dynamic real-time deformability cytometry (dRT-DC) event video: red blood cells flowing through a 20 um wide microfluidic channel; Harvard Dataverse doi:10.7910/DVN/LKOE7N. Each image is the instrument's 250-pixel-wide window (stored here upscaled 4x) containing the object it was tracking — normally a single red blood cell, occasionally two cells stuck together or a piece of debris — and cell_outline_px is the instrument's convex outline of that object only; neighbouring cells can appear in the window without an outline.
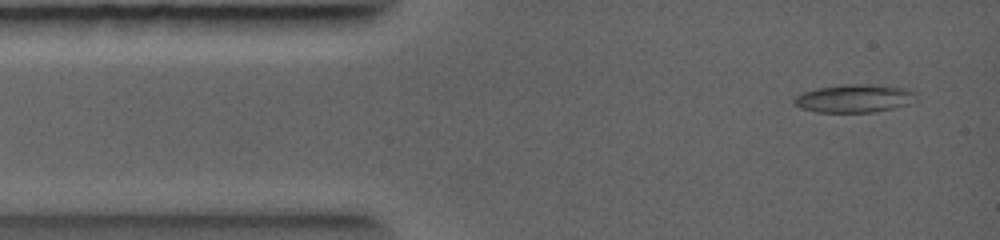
{"species": "common noctule bat (a hibernating species)", "species_latin": "Nyctalus noctula", "temperature_condition": "warm", "stored_images_in_passage": 21, "camera_frame_rate_fps": 5000, "um_per_image_px": 0.085, "animal": {"sex": "female", "body_mass_g": 19.0, "forearm_length_mm": 56.7}, "frame": {"image": 1, "passage_image": 2, "time_ms": 0.4, "image_size_px": [1000, 240], "cell_outline_px": [[916, 100], [908, 104], [876, 112], [816, 112], [800, 108], [792, 104], [792, 100], [796, 96], [804, 92], [816, 88], [844, 84], [872, 84], [904, 88], [912, 92]], "centroid_in_image_um": [72.55, 8.37], "position_along_channel_um": 12.5, "area_um2": 19.94}}
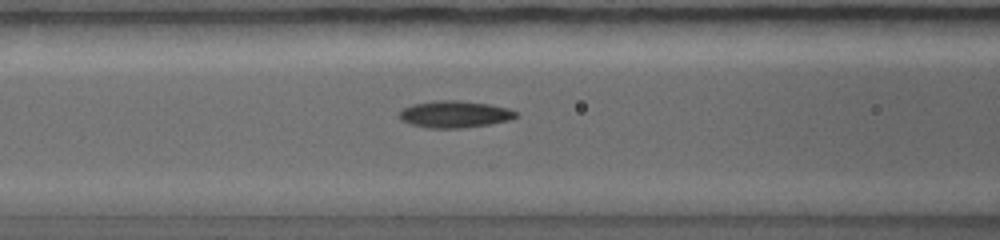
{"frame": {"image": 2, "passage_image": 10, "time_ms": 3.2, "image_size_px": [1000, 240], "cell_outline_px": [[516, 116], [504, 120], [484, 124], [444, 128], [416, 124], [404, 120], [400, 116], [400, 112], [404, 108], [412, 104], [436, 100], [460, 100], [488, 104], [508, 108], [516, 112]], "centroid_in_image_um": [38.64, 9.65], "position_along_channel_um": 128.0, "area_um2": 17.11}}
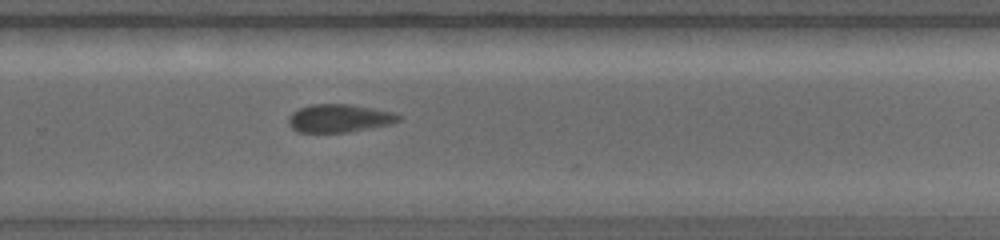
{"frame": {"image": 3, "passage_image": 18, "time_ms": 6.0, "image_size_px": [1000, 240], "cell_outline_px": [[400, 120], [388, 124], [340, 132], [304, 132], [296, 128], [288, 120], [292, 112], [308, 104], [352, 104], [392, 112], [400, 116]], "centroid_in_image_um": [28.83, 10.01], "position_along_channel_um": 301.0, "area_um2": 17.28}}